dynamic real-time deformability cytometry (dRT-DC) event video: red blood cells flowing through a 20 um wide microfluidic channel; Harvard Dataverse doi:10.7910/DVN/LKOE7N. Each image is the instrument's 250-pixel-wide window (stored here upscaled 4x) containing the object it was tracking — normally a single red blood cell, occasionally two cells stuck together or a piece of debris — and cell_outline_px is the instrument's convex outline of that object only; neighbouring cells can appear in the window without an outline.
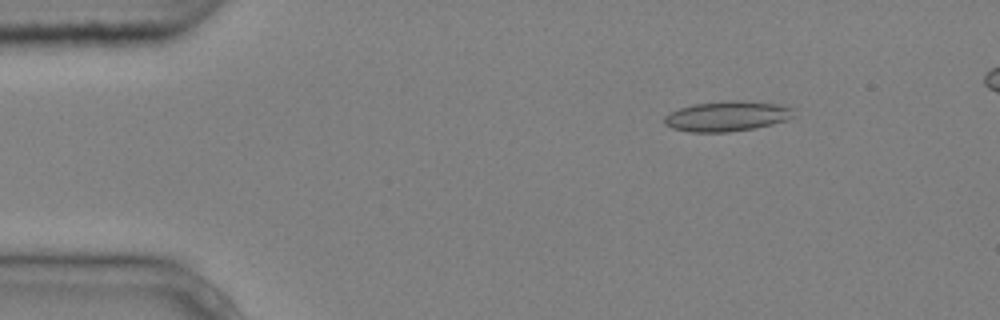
{"species": "common noctule bat (a hibernating species)", "species_latin": "Nyctalus noctula", "temperature_condition": "cold", "stored_images_in_passage": 5, "segment_of_instrument_passage": [1, 2], "camera_frame_rate_fps": 3000, "um_per_image_px": 0.085, "animal": {"sex": "male", "body_mass_g": 20.4}, "frame": {"image": 1, "passage_image": 2, "time_ms": 0.333, "image_size_px": [1000, 320], "cell_outline_px": [[792, 116], [784, 120], [772, 124], [756, 128], [728, 132], [688, 132], [672, 128], [664, 124], [664, 116], [680, 108], [696, 104], [728, 100], [740, 100], [776, 104], [792, 108]], "centroid_in_image_um": [61.75, 9.88], "position_along_channel_um": 23.2, "area_um2": 22.48}}